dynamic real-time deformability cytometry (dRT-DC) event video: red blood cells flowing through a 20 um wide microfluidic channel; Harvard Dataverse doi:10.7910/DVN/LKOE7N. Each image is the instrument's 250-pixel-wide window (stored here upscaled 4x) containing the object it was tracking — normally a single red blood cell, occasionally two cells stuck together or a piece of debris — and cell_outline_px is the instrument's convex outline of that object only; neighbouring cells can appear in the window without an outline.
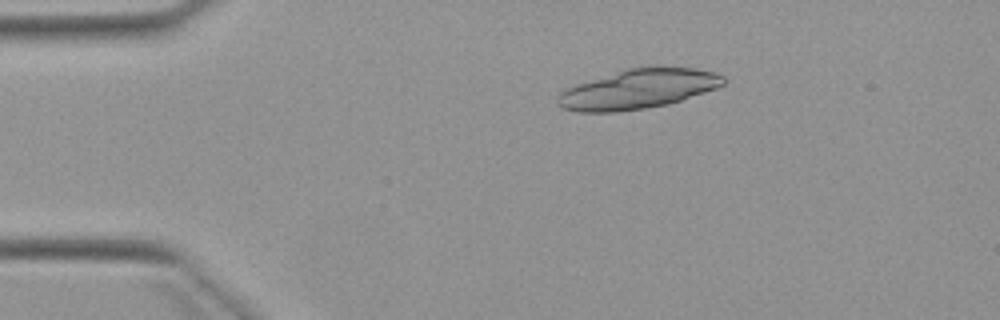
{"species": "Egyptian fruit bat (a non-hibernating species)", "species_latin": "Rousettus aegyptiacus", "temperature_condition": "warm", "stored_images_in_passage": 2, "camera_frame_rate_fps": 3000, "um_per_image_px": 0.085, "animal": {"sex": "female"}, "frame": {"image": 1, "passage_image": 1, "time_ms": 0.0, "image_size_px": [1000, 320], "cell_outline_px": [[728, 80], [724, 84], [716, 88], [668, 104], [644, 108], [616, 112], [580, 112], [564, 108], [556, 104], [556, 96], [564, 88], [576, 84], [628, 68], [696, 68], [716, 72], [724, 76]], "centroid_in_image_um": [54.22, 7.58], "position_along_channel_um": 30.8, "area_um2": 37.86}}